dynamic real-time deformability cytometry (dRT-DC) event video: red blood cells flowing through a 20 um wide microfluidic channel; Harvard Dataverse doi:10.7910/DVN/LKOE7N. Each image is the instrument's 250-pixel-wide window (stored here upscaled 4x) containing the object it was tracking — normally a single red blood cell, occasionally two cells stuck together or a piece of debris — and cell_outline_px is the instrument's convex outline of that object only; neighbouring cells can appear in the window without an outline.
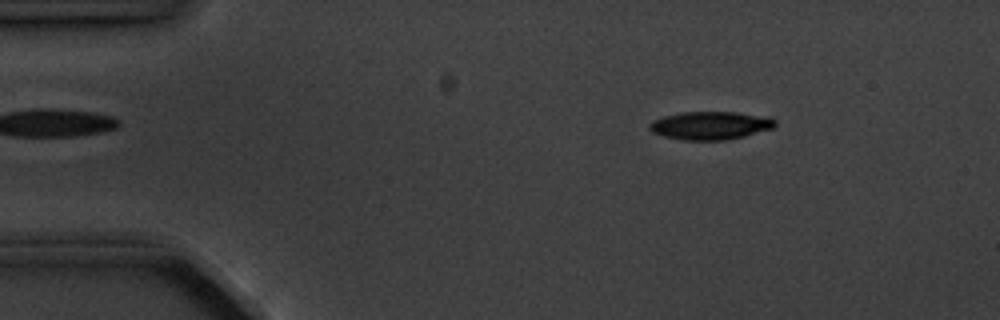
{"species": "common noctule bat (a hibernating species)", "species_latin": "Nyctalus noctula", "temperature_condition": "cold", "stored_images_in_passage": 3, "camera_frame_rate_fps": 3000, "um_per_image_px": 0.085, "animal": {"sex": "male", "body_mass_g": 20.1, "forearm_length_mm": 53.5}, "frame": {"image": 1, "passage_image": 2, "time_ms": 1.0, "image_size_px": [1000, 320], "cell_outline_px": [[776, 124], [772, 128], [744, 136], [728, 140], [684, 140], [664, 136], [652, 132], [648, 128], [648, 124], [652, 120], [664, 116], [684, 112], [736, 112], [768, 116], [776, 120]], "centroid_in_image_um": [60.38, 10.66], "position_along_channel_um": 24.6, "area_um2": 20.63}}